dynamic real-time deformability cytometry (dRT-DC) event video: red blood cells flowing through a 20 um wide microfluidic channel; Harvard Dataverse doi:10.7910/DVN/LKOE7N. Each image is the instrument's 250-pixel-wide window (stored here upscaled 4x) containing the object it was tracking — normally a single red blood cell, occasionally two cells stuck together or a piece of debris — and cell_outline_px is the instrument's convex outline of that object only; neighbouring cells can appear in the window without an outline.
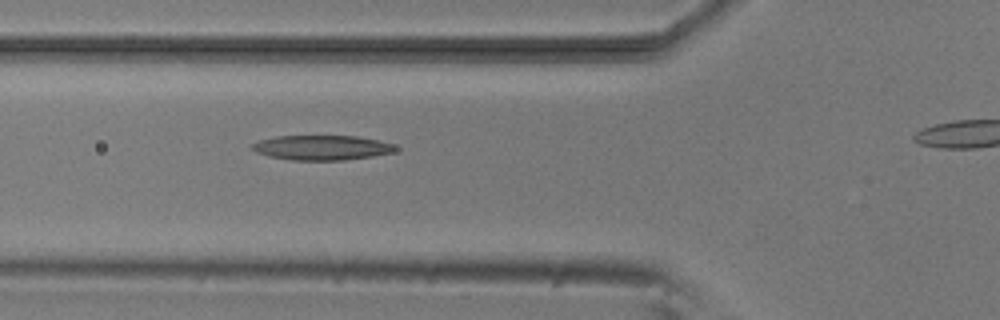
{"species": "common noctule bat (a hibernating species)", "species_latin": "Nyctalus noctula", "temperature_condition": "room temperature", "stored_images_in_passage": 3, "segment_of_instrument_passage": [1, 2], "camera_frame_rate_fps": 3000, "um_per_image_px": 0.085, "animal": {"sex": "male", "body_mass_g": 20.5, "forearm_length_mm": 52.5}, "frame": {"image": 1, "passage_image": 2, "time_ms": 1.0, "image_size_px": [1000, 320], "cell_outline_px": [[400, 148], [392, 152], [372, 156], [344, 160], [292, 160], [268, 156], [256, 152], [252, 148], [252, 144], [260, 140], [276, 136], [356, 136], [380, 140], [392, 144]], "centroid_in_image_um": [27.37, 12.55], "position_along_channel_um": 98.4, "area_um2": 20.63}}